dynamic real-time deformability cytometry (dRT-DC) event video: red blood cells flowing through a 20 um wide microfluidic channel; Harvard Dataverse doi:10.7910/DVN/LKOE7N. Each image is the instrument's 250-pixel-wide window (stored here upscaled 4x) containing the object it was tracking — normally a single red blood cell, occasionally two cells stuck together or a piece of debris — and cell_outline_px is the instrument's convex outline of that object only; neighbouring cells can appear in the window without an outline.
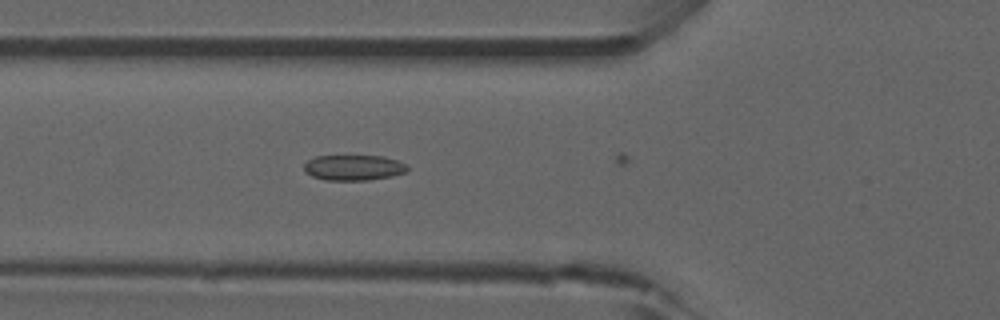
{"species": "common noctule bat (a hibernating species)", "species_latin": "Nyctalus noctula", "temperature_condition": "room temperature", "stored_images_in_passage": 19, "camera_frame_rate_fps": 3000, "um_per_image_px": 0.085, "animal": {"sex": "male", "forearm_length_mm": 52.5}, "frame": {"image": 1, "passage_image": 18, "time_ms": 5.667, "image_size_px": [1000, 320], "cell_outline_px": [[408, 172], [392, 176], [368, 180], [324, 180], [312, 176], [304, 172], [304, 164], [308, 160], [316, 156], [380, 156], [396, 160], [404, 164], [408, 168]], "centroid_in_image_um": [30.03, 14.26], "position_along_channel_um": 95.8, "area_um2": 15.32}}